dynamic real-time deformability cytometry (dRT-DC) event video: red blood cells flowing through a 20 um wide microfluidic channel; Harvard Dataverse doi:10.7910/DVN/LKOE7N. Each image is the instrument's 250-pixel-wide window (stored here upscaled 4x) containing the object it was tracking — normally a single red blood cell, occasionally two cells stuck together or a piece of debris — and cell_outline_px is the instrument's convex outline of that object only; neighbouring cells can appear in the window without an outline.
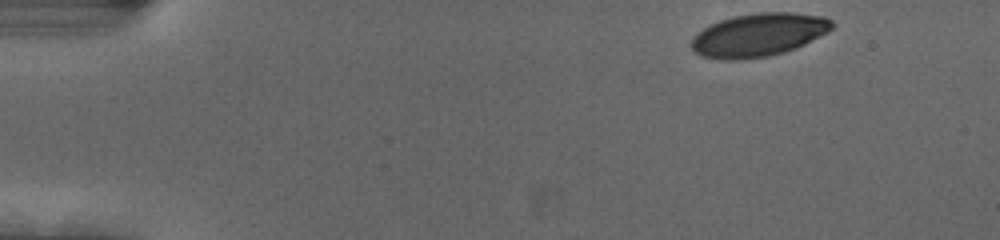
{"species": "human", "species_latin": "Homo sapiens", "temperature_condition": "cold", "stored_images_in_passage": 50, "camera_frame_rate_fps": 3000, "um_per_image_px": 0.085, "donor": {"sex": "female"}, "frame": {"image": 1, "passage_image": 1, "time_ms": 0.0, "image_size_px": [1000, 240], "cell_outline_px": [[836, 24], [828, 32], [796, 48], [784, 52], [768, 56], [736, 60], [724, 60], [700, 56], [692, 48], [692, 36], [696, 32], [720, 20], [732, 16], [756, 12], [792, 12], [824, 16], [832, 20]], "centroid_in_image_um": [64.49, 2.95], "position_along_channel_um": 20.5, "area_um2": 35.6}}
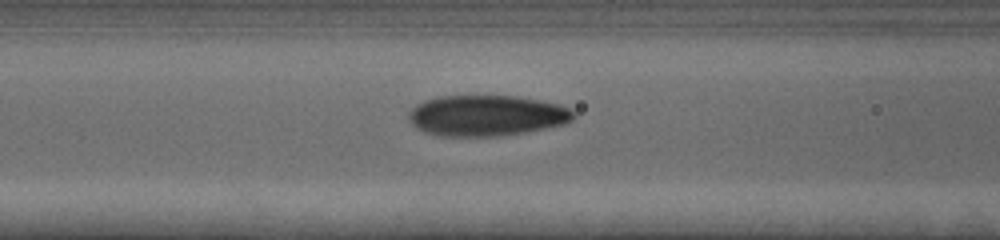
{"frame": {"image": 2, "passage_image": 18, "time_ms": 5.667, "image_size_px": [1000, 240], "cell_outline_px": [[576, 116], [572, 120], [564, 124], [524, 132], [496, 136], [440, 136], [424, 132], [416, 128], [408, 120], [408, 112], [416, 104], [424, 100], [440, 96], [516, 96], [560, 104], [576, 112]], "centroid_in_image_um": [41.33, 9.82], "position_along_channel_um": 125.3, "area_um2": 39.3}}
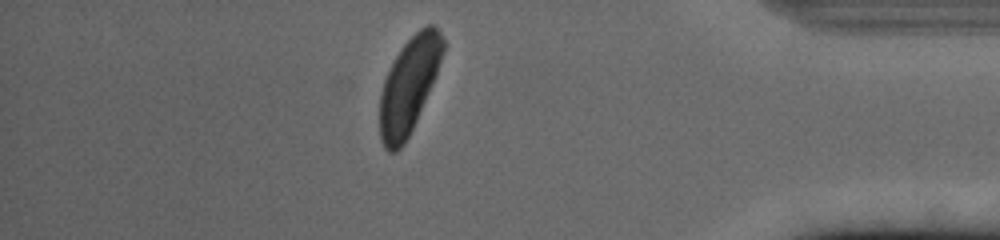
{"frame": {"image": 3, "passage_image": 43, "time_ms": 14.0, "image_size_px": [1000, 240], "cell_outline_px": [[444, 52], [432, 84], [416, 120], [404, 144], [396, 152], [388, 152], [384, 148], [380, 140], [380, 92], [384, 80], [400, 48], [420, 28], [428, 24], [432, 24], [440, 32], [444, 40]], "centroid_in_image_um": [34.75, 7.27], "position_along_channel_um": 400.5, "area_um2": 34.74}, "authors_computed_cell_mechanics": {"area_um2": 37.4255, "velocity_mm_per_s": 3.6848, "shape_relaxation_time_tau1_ms": 3.0125, "shape_relaxation_time_tau2_ms": null, "deformation_change_tau1": 0.1711, "deformation_change_tau2": null}}